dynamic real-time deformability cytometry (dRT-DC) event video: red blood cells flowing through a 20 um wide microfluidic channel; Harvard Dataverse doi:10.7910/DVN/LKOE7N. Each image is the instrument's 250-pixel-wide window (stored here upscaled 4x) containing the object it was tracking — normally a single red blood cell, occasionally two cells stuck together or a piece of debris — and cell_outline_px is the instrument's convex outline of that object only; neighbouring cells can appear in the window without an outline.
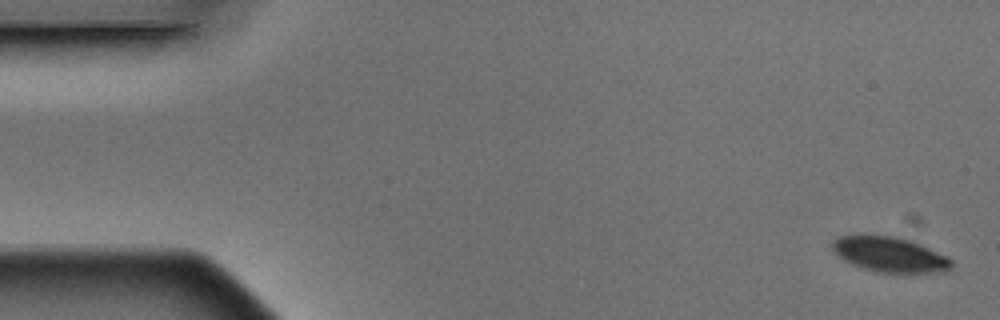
{"species": "Egyptian fruit bat (a non-hibernating species)", "species_latin": "Rousettus aegyptiacus", "temperature_condition": "warm", "stored_images_in_passage": 3, "camera_frame_rate_fps": 3000, "um_per_image_px": 0.085, "animal": {"sex": "male"}, "frame": {"image": 1, "passage_image": 1, "time_ms": 0.0, "image_size_px": [1000, 320], "cell_outline_px": [[952, 268], [948, 272], [876, 272], [852, 264], [844, 260], [832, 248], [832, 240], [840, 236], [860, 232], [896, 236], [920, 244], [952, 260]], "centroid_in_image_um": [75.57, 21.59], "position_along_channel_um": 9.4, "area_um2": 24.62}}